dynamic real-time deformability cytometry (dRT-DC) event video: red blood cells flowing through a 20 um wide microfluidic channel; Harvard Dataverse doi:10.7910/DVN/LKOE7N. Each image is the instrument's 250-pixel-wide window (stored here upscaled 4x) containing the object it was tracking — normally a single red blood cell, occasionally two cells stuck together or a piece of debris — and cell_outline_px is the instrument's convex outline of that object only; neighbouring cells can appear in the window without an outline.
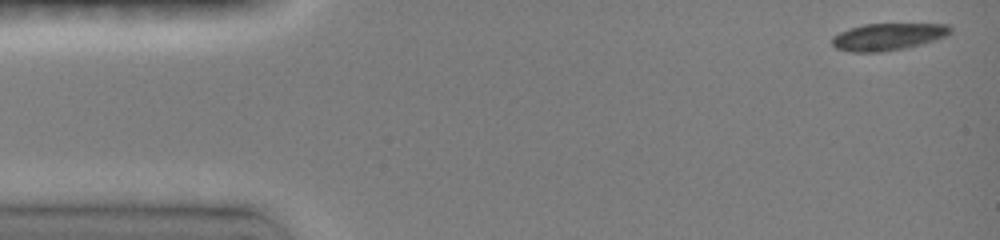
{"species": "common noctule bat (a hibernating species)", "species_latin": "Nyctalus noctula", "temperature_condition": "room temperature", "stored_images_in_passage": 20, "camera_frame_rate_fps": 3000, "um_per_image_px": 0.085, "animal": {"sex": "female", "body_mass_g": 19.0, "forearm_length_mm": 51.5}, "frame": {"image": 1, "passage_image": 1, "time_ms": 0.0, "image_size_px": [1000, 240], "cell_outline_px": [[952, 32], [944, 36], [920, 44], [904, 48], [880, 52], [852, 52], [836, 48], [832, 44], [832, 36], [848, 28], [864, 24], [948, 24], [952, 28]], "centroid_in_image_um": [75.44, 3.11], "position_along_channel_um": 9.6, "area_um2": 18.5}}
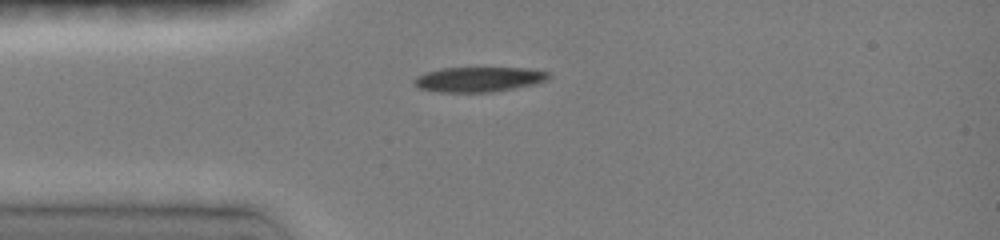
{"frame": {"image": 2, "passage_image": 16, "time_ms": 3.333, "image_size_px": [1000, 240], "cell_outline_px": [[548, 80], [536, 84], [492, 92], [440, 92], [420, 88], [412, 84], [412, 80], [416, 76], [424, 72], [440, 68], [528, 68], [548, 72]], "centroid_in_image_um": [40.65, 6.74], "position_along_channel_um": 44.4, "area_um2": 19.65}}